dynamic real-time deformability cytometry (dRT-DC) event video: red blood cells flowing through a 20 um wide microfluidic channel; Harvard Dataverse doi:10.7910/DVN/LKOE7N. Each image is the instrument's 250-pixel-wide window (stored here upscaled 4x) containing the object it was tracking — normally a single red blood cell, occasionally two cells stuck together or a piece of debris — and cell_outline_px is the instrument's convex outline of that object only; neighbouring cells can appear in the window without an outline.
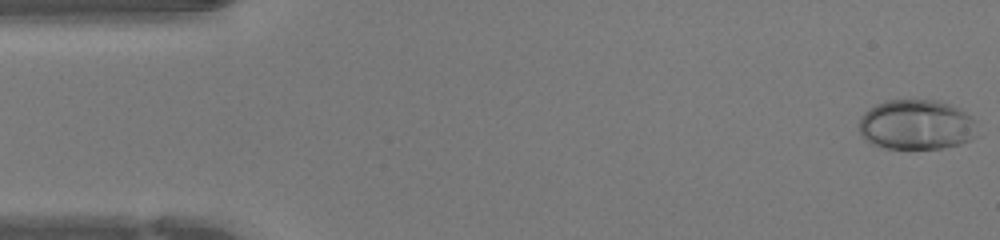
{"species": "human", "species_latin": "Homo sapiens", "temperature_condition": "warm", "stored_images_in_passage": 44, "camera_frame_rate_fps": 3000, "um_per_image_px": 0.085, "donor": {"sex": "female"}, "frame": {"image": 1, "passage_image": 1, "time_ms": 0.0, "image_size_px": [1000, 240], "cell_outline_px": [[976, 136], [972, 140], [960, 144], [944, 148], [884, 148], [872, 144], [860, 136], [860, 116], [868, 108], [876, 104], [888, 100], [936, 100], [960, 108], [976, 120]], "centroid_in_image_um": [77.9, 10.6], "position_along_channel_um": 7.1, "area_um2": 34.8}}
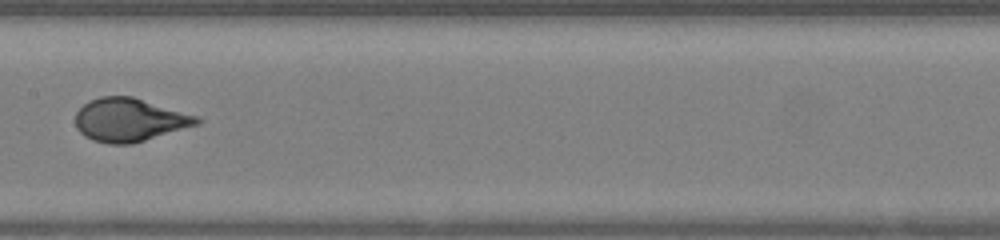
{"frame": {"image": 2, "passage_image": 22, "time_ms": 7.0, "image_size_px": [1000, 240], "cell_outline_px": [[204, 120], [200, 124], [132, 144], [108, 144], [92, 140], [84, 136], [76, 128], [76, 112], [88, 100], [100, 96], [132, 96], [200, 116]], "centroid_in_image_um": [11.03, 10.19], "position_along_channel_um": 196.4, "area_um2": 30.98}}
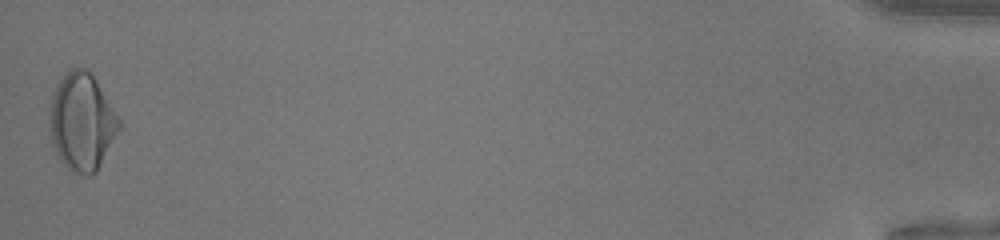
{"frame": {"image": 3, "passage_image": 44, "time_ms": 14.333, "image_size_px": [1000, 240], "cell_outline_px": [[124, 124], [96, 172], [88, 176], [84, 176], [72, 172], [60, 160], [52, 144], [48, 116], [48, 108], [52, 92], [56, 84], [72, 68], [84, 68], [96, 80]], "centroid_in_image_um": [6.96, 10.39], "position_along_channel_um": 428.2, "area_um2": 39.94}}